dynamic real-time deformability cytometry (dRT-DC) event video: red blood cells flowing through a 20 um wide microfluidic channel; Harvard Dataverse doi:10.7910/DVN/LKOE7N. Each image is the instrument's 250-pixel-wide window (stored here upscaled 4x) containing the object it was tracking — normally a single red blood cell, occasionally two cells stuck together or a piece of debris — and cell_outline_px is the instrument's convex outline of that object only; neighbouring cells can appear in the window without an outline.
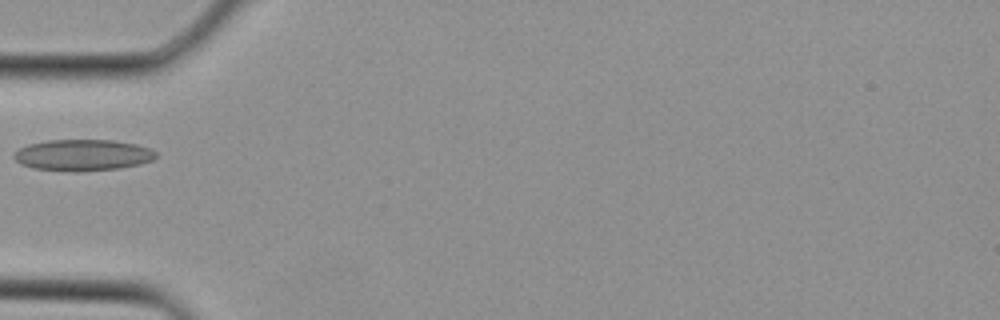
{"species": "Egyptian fruit bat (a non-hibernating species)", "species_latin": "Rousettus aegyptiacus", "temperature_condition": "cold", "stored_images_in_passage": 2, "camera_frame_rate_fps": 3000, "um_per_image_px": 0.085, "animal": {"sex": "female"}, "frame": {"image": 1, "passage_image": 2, "time_ms": 0.333, "image_size_px": [1000, 320], "cell_outline_px": [[156, 156], [152, 160], [140, 164], [120, 168], [76, 172], [64, 172], [32, 168], [20, 164], [12, 156], [20, 148], [28, 144], [48, 140], [112, 140], [136, 144], [148, 148], [156, 152]], "centroid_in_image_um": [7.0, 13.19], "position_along_channel_um": 78.0, "area_um2": 26.07}}